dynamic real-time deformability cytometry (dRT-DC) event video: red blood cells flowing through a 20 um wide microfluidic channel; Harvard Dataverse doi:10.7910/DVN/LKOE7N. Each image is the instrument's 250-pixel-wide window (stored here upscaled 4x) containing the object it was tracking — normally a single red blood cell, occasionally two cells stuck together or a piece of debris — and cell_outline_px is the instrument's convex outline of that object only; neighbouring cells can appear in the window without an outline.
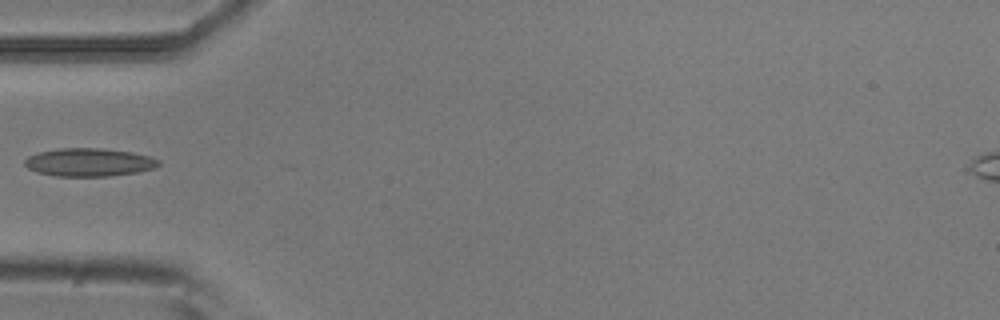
{"species": "common noctule bat (a hibernating species)", "species_latin": "Nyctalus noctula", "temperature_condition": "room temperature", "stored_images_in_passage": 2, "camera_frame_rate_fps": 3000, "um_per_image_px": 0.085, "animal": {"sex": "male", "body_mass_g": 20.5, "forearm_length_mm": 52.5}, "frame": {"image": 1, "passage_image": 2, "time_ms": 0.333, "image_size_px": [1000, 320], "cell_outline_px": [[160, 164], [156, 168], [136, 172], [108, 176], [56, 176], [40, 172], [28, 168], [24, 164], [24, 160], [28, 156], [40, 152], [60, 148], [100, 148], [132, 152], [148, 156], [160, 160]], "centroid_in_image_um": [7.59, 13.79], "position_along_channel_um": 77.4, "area_um2": 21.79}}